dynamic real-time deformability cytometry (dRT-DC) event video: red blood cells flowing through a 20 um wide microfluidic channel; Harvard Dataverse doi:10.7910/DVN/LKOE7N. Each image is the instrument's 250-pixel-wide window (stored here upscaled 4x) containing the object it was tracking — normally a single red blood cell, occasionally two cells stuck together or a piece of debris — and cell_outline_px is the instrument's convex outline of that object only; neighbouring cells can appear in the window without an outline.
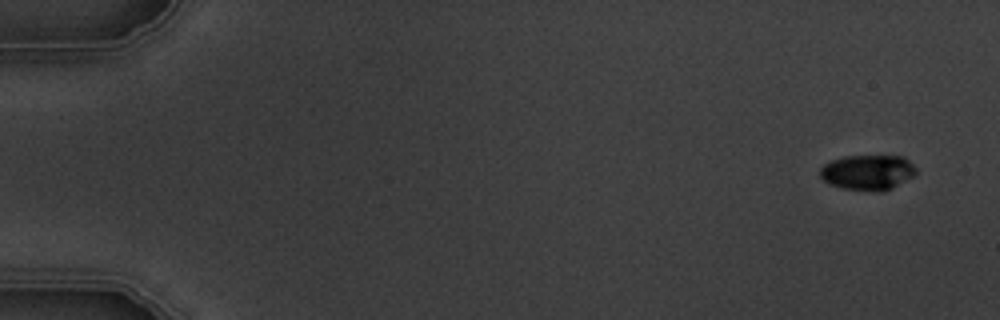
{"species": "common noctule bat (a hibernating species)", "species_latin": "Nyctalus noctula", "temperature_condition": "warm", "stored_images_in_passage": 7, "camera_frame_rate_fps": 3000, "um_per_image_px": 0.085, "animal": {"sex": "male", "body_mass_g": 19.5, "forearm_length_mm": 54.6}, "frame": {"image": 1, "passage_image": 1, "time_ms": 0.0, "image_size_px": [1000, 320], "cell_outline_px": [[916, 172], [912, 176], [892, 188], [880, 192], [876, 192], [844, 188], [828, 184], [820, 176], [820, 168], [824, 164], [832, 160], [844, 156], [904, 156], [916, 168]], "centroid_in_image_um": [73.74, 14.65], "position_along_channel_um": 11.3, "area_um2": 19.65}}
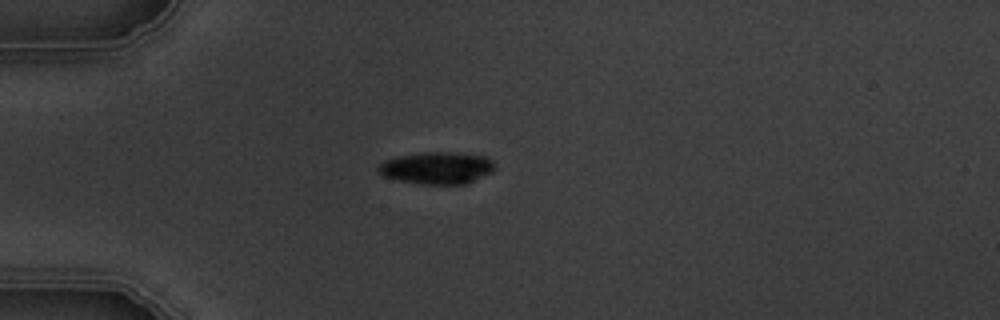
{"frame": {"image": 2, "passage_image": 4, "time_ms": 4.333, "image_size_px": [1000, 320], "cell_outline_px": [[496, 168], [492, 172], [468, 184], [420, 184], [396, 180], [384, 176], [376, 168], [376, 164], [384, 160], [396, 156], [424, 152], [456, 152], [488, 156], [496, 164]], "centroid_in_image_um": [37.16, 14.27], "position_along_channel_um": 47.8, "area_um2": 22.31}}
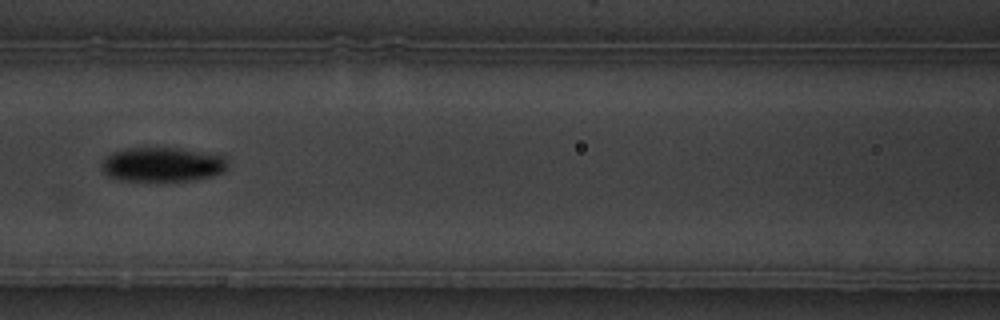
{"frame": {"image": 3, "passage_image": 7, "time_ms": 7.667, "image_size_px": [1000, 320], "cell_outline_px": [[224, 172], [212, 176], [192, 180], [120, 180], [108, 176], [104, 172], [104, 160], [112, 152], [124, 148], [180, 148], [224, 156]], "centroid_in_image_um": [13.79, 13.97], "position_along_channel_um": 152.8, "area_um2": 24.68}}